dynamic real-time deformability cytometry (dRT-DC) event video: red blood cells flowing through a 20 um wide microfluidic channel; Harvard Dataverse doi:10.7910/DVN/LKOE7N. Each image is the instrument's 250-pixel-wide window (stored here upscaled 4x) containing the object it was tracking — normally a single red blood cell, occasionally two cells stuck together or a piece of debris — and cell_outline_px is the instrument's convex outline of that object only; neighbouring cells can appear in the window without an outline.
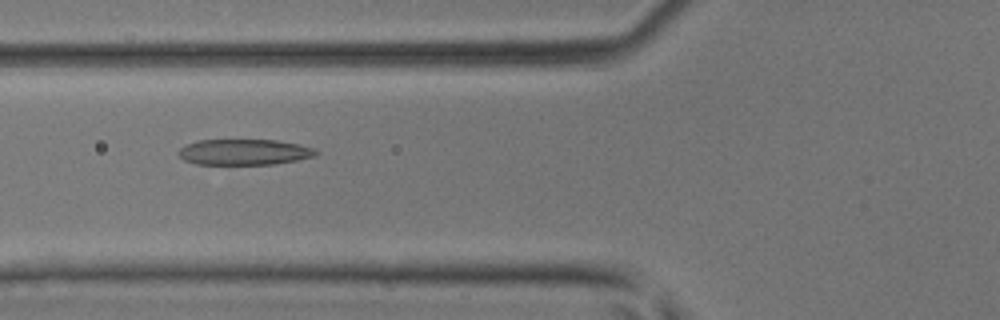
{"species": "common noctule bat (a hibernating species)", "species_latin": "Nyctalus noctula", "temperature_condition": "room temperature", "stored_images_in_passage": 46, "camera_frame_rate_fps": 3000, "um_per_image_px": 0.085, "animal": {"sex": "male", "body_mass_g": 17.9, "forearm_length_mm": 54.2}, "frame": {"image": 1, "passage_image": 18, "time_ms": 5.667, "image_size_px": [1000, 320], "cell_outline_px": [[320, 152], [316, 156], [296, 160], [272, 164], [196, 164], [184, 160], [176, 152], [184, 144], [200, 140], [276, 140], [300, 144], [316, 148]], "centroid_in_image_um": [20.77, 12.92], "position_along_channel_um": 105.0, "area_um2": 20.81}}
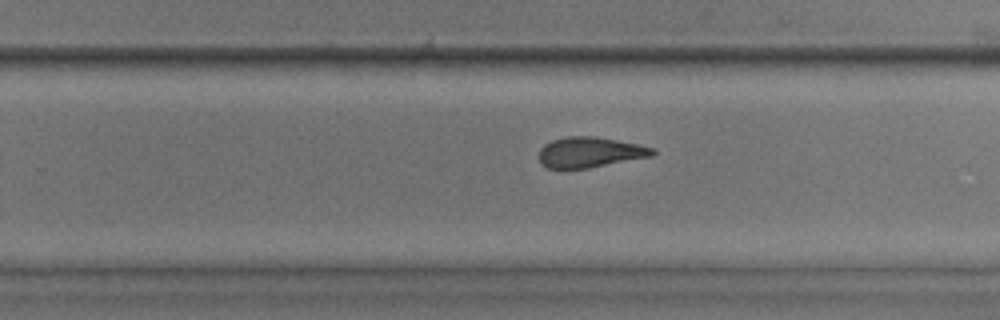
{"frame": {"image": 2, "passage_image": 30, "time_ms": 9.667, "image_size_px": [1000, 320], "cell_outline_px": [[656, 152], [652, 156], [588, 168], [548, 168], [540, 164], [540, 148], [544, 144], [552, 140], [568, 136], [592, 136], [640, 144], [656, 148]], "centroid_in_image_um": [50.16, 12.93], "position_along_channel_um": 279.6, "area_um2": 20.11}}
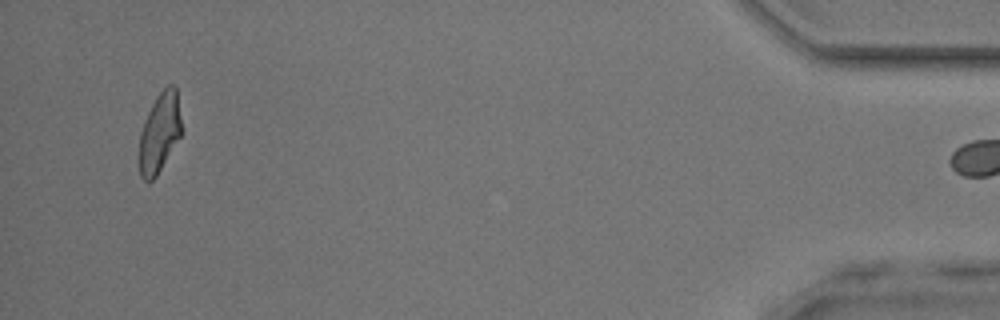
{"frame": {"image": 3, "passage_image": 45, "time_ms": 14.667, "image_size_px": [1000, 320], "cell_outline_px": [[184, 132], [156, 176], [152, 180], [144, 180], [140, 176], [140, 132], [144, 120], [156, 96], [168, 84], [172, 84], [176, 88], [184, 128]], "centroid_in_image_um": [13.62, 11.24], "position_along_channel_um": 421.6, "area_um2": 19.88}}